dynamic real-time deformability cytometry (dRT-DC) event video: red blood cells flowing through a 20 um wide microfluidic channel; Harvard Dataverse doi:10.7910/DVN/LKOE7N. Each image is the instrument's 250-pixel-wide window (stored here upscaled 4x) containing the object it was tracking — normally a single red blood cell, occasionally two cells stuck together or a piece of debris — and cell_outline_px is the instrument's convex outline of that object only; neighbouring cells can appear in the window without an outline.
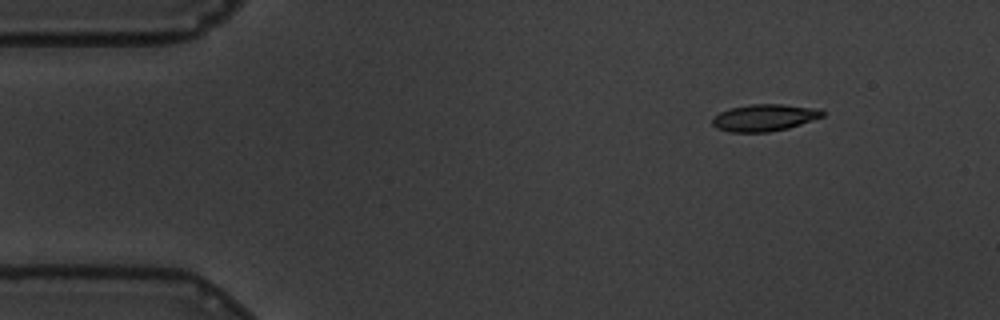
{"species": "common noctule bat (a hibernating species)", "species_latin": "Nyctalus noctula", "temperature_condition": "warm", "stored_images_in_passage": 52, "camera_frame_rate_fps": 3000, "um_per_image_px": 0.085, "animal": {"sex": "male", "body_mass_g": 19.5, "forearm_length_mm": 54.6}, "frame": {"image": 1, "passage_image": 1, "time_ms": 0.0, "image_size_px": [1000, 320], "cell_outline_px": [[824, 116], [788, 128], [768, 132], [732, 132], [716, 128], [712, 124], [712, 120], [720, 112], [732, 108], [752, 104], [780, 104], [820, 108], [824, 112]], "centroid_in_image_um": [65.0, 10.0], "position_along_channel_um": 20.0, "area_um2": 17.11}}
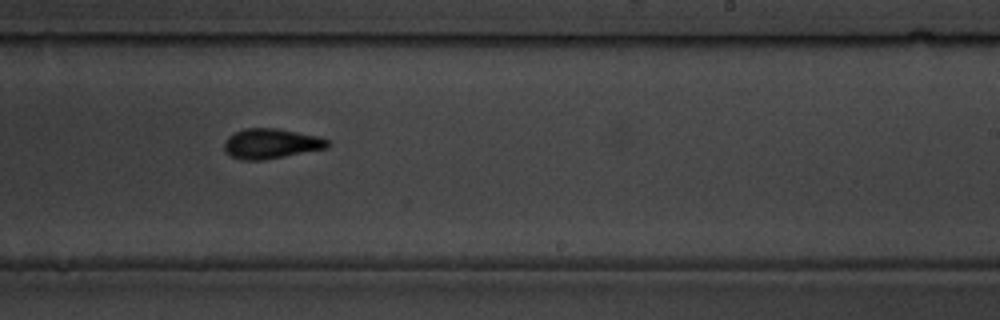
{"frame": {"image": 2, "passage_image": 29, "time_ms": 9.333, "image_size_px": [1000, 320], "cell_outline_px": [[332, 144], [328, 148], [264, 160], [240, 160], [224, 152], [224, 144], [228, 136], [244, 128], [276, 128], [316, 136], [328, 140]], "centroid_in_image_um": [23.03, 12.22], "position_along_channel_um": 266.0, "area_um2": 18.09}}
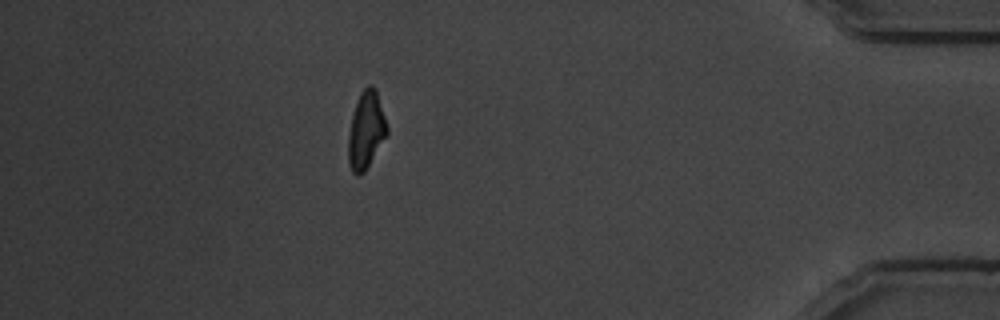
{"frame": {"image": 3, "passage_image": 45, "time_ms": 14.667, "image_size_px": [1000, 320], "cell_outline_px": [[388, 132], [364, 172], [360, 176], [356, 176], [352, 172], [348, 164], [348, 136], [352, 116], [356, 100], [360, 92], [368, 84], [372, 84], [376, 88], [388, 128]], "centroid_in_image_um": [31.09, 11.05], "position_along_channel_um": 404.1, "area_um2": 17.46}, "authors_computed_cell_mechanics": {"area_um2": 17.6001, "velocity_mm_per_s": 3.494, "shape_relaxation_time_tau1_ms": 3.4435, "shape_relaxation_time_tau2_ms": 2.8532, "deformation_change_tau1": 0.1575, "deformation_change_tau2": 0.0953}}